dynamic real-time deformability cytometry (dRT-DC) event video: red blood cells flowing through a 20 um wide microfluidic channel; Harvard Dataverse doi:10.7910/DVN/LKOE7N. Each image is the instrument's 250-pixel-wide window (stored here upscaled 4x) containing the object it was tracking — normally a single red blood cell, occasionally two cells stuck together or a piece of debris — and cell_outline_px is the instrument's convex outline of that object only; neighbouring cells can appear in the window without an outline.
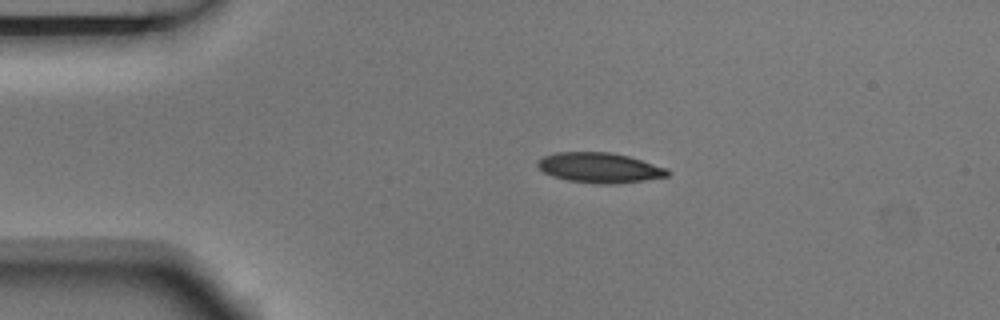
{"species": "Egyptian fruit bat (a non-hibernating species)", "species_latin": "Rousettus aegyptiacus", "temperature_condition": "room temperature", "stored_images_in_passage": 2, "camera_frame_rate_fps": 3000, "um_per_image_px": 0.085, "animal": {"sex": "male"}, "frame": {"image": 1, "passage_image": 1, "time_ms": 0.0, "image_size_px": [1000, 320], "cell_outline_px": [[668, 176], [644, 180], [612, 184], [596, 184], [568, 180], [552, 176], [544, 172], [536, 164], [536, 160], [544, 156], [556, 152], [612, 152], [628, 156], [668, 168]], "centroid_in_image_um": [50.94, 14.25], "position_along_channel_um": 34.1, "area_um2": 22.77}}